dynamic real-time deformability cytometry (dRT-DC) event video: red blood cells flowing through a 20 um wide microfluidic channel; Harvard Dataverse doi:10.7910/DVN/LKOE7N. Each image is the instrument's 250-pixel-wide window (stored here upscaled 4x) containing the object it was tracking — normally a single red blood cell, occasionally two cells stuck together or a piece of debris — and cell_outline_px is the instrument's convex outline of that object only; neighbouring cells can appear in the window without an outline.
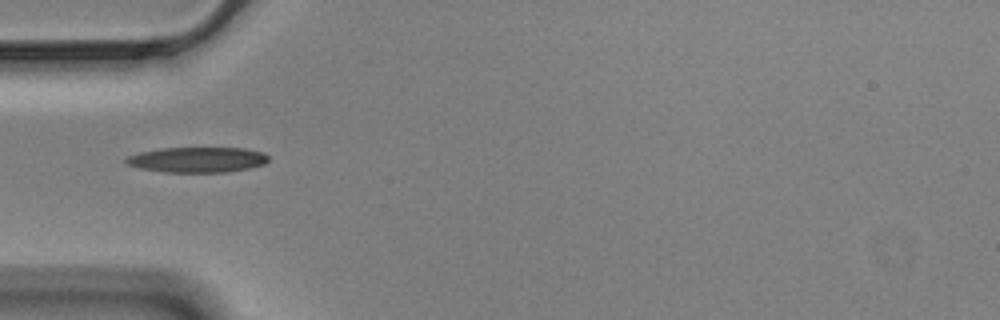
{"species": "Egyptian fruit bat (a non-hibernating species)", "species_latin": "Rousettus aegyptiacus", "temperature_condition": "cold", "stored_images_in_passage": 40, "camera_frame_rate_fps": 3000, "um_per_image_px": 0.085, "animal": {"sex": "male"}, "frame": {"image": 1, "passage_image": 1, "time_ms": 0.0, "image_size_px": [1000, 320], "cell_outline_px": [[268, 160], [264, 164], [248, 168], [228, 172], [164, 172], [140, 168], [128, 164], [124, 160], [128, 156], [140, 152], [160, 148], [244, 148], [264, 152], [268, 156]], "centroid_in_image_um": [16.79, 13.57], "position_along_channel_um": 68.2, "area_um2": 20.98}}
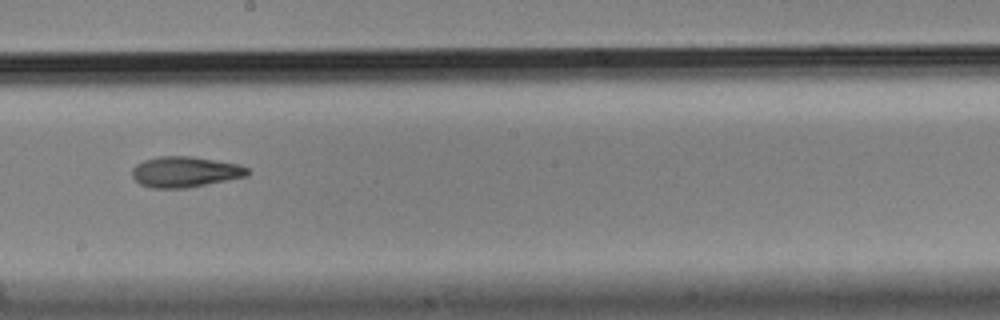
{"frame": {"image": 2, "passage_image": 15, "time_ms": 4.667, "image_size_px": [1000, 320], "cell_outline_px": [[248, 176], [188, 188], [152, 188], [140, 184], [132, 176], [132, 168], [136, 164], [144, 160], [160, 156], [192, 156], [240, 164], [248, 168]], "centroid_in_image_um": [15.74, 14.61], "position_along_channel_um": 232.5, "area_um2": 20.75}}
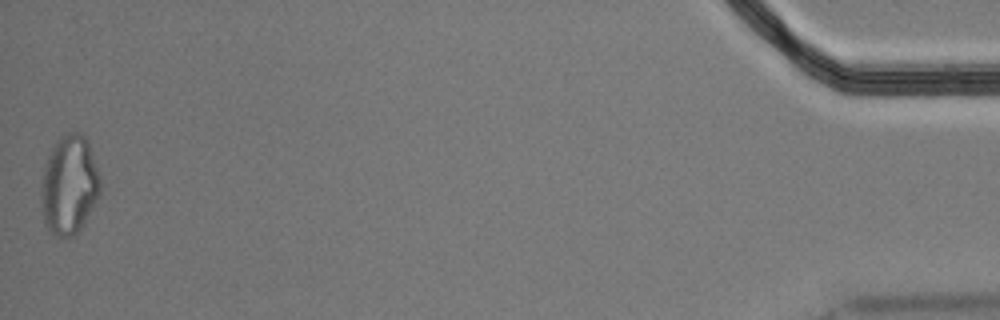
{"frame": {"image": 3, "passage_image": 40, "time_ms": 13.0, "image_size_px": [1000, 320], "cell_outline_px": [[100, 196], [84, 224], [72, 236], [56, 236], [44, 224], [40, 200], [40, 192], [44, 168], [48, 156], [56, 140], [64, 132], [80, 132], [88, 140], [100, 176]], "centroid_in_image_um": [5.89, 15.7], "position_along_channel_um": 429.3, "area_um2": 34.45}, "authors_computed_cell_mechanics": {"area_um2": 20.8369, "velocity_mm_per_s": 3.4997, "shape_relaxation_time_tau1_ms": 10.1073, "shape_relaxation_time_tau2_ms": 9.4198, "deformation_change_tau1": 0.2338, "deformation_change_tau2": 0.1931}}